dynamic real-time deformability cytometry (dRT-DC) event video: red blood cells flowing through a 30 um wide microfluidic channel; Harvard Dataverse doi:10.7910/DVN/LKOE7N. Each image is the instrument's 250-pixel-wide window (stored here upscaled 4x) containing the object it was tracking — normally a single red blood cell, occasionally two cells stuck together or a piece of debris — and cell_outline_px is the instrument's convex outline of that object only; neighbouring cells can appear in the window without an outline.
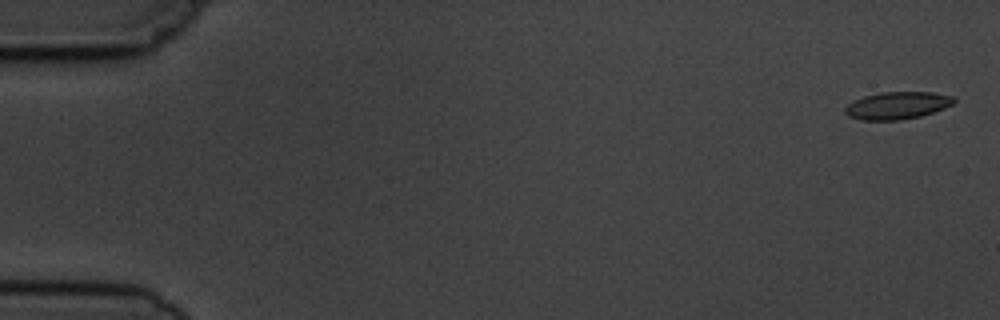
{"species": "common noctule bat (a hibernating species)", "species_latin": "Nyctalus noctula", "temperature_condition": "cold", "stored_images_in_passage": 6, "segment_of_instrument_passage": [1, 2], "camera_frame_rate_fps": 3000, "um_per_image_px": 0.085, "animal": {"sex": "male", "body_mass_g": 19.5, "forearm_length_mm": 54.6}, "frame": {"image": 1, "passage_image": 1, "time_ms": 0.0, "image_size_px": [1000, 320], "cell_outline_px": [[956, 100], [952, 104], [944, 108], [920, 116], [900, 120], [860, 120], [848, 116], [844, 112], [844, 108], [852, 100], [864, 96], [880, 92], [932, 92], [956, 96]], "centroid_in_image_um": [76.25, 8.96], "position_along_channel_um": 8.7, "area_um2": 17.51}}
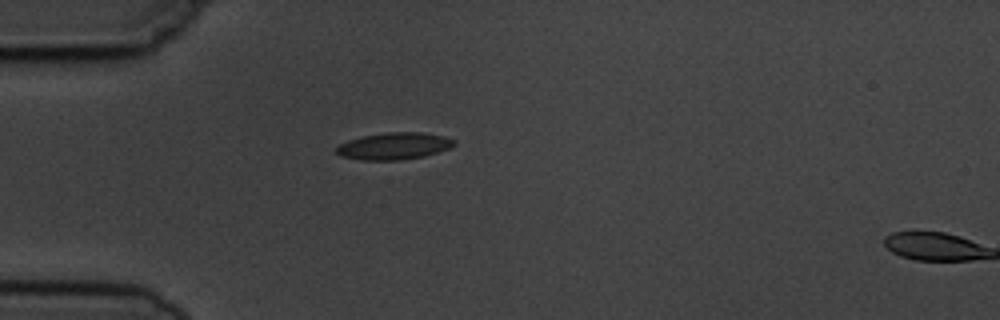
{"frame": {"image": 2, "passage_image": 5, "time_ms": 4.667, "image_size_px": [1000, 320], "cell_outline_px": [[456, 144], [448, 148], [424, 156], [400, 160], [360, 160], [340, 156], [336, 152], [336, 148], [340, 144], [348, 140], [360, 136], [388, 132], [424, 132], [444, 136], [456, 140]], "centroid_in_image_um": [33.48, 12.41], "position_along_channel_um": 51.5, "area_um2": 18.55}}